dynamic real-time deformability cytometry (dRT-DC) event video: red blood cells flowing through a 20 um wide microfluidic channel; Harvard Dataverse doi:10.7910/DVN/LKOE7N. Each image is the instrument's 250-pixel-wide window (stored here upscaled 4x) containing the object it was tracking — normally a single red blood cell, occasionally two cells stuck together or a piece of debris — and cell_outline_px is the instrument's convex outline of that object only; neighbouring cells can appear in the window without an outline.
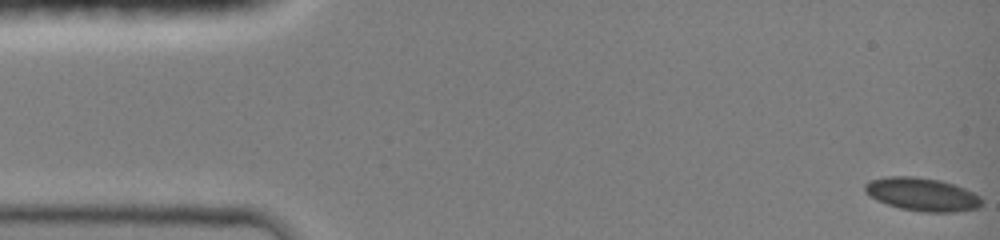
{"species": "common noctule bat (a hibernating species)", "species_latin": "Nyctalus noctula", "temperature_condition": "room temperature", "stored_images_in_passage": 16, "camera_frame_rate_fps": 3000, "um_per_image_px": 0.085, "animal": {"sex": "female", "body_mass_g": 19.0, "forearm_length_mm": 51.5}, "frame": {"image": 1, "passage_image": 1, "time_ms": 0.0, "image_size_px": [1000, 240], "cell_outline_px": [[980, 204], [976, 208], [952, 212], [924, 212], [900, 208], [888, 204], [872, 196], [864, 188], [864, 184], [872, 180], [892, 176], [912, 176], [940, 180], [964, 188], [980, 196]], "centroid_in_image_um": [78.39, 16.52], "position_along_channel_um": 6.6, "area_um2": 21.96}}
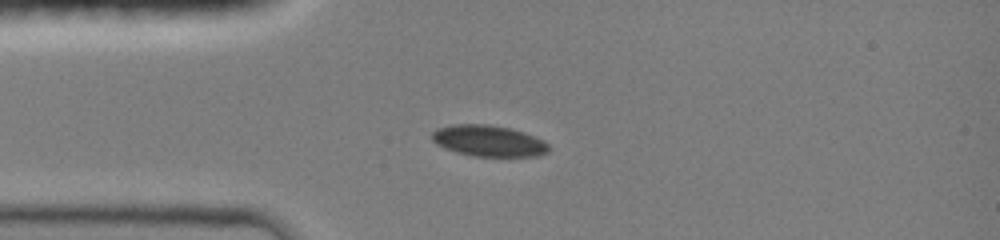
{"frame": {"image": 2, "passage_image": 14, "time_ms": 3.667, "image_size_px": [1000, 240], "cell_outline_px": [[548, 152], [536, 156], [476, 156], [456, 152], [444, 148], [436, 144], [432, 140], [432, 132], [436, 128], [452, 124], [484, 124], [508, 128], [524, 132], [544, 140], [548, 144]], "centroid_in_image_um": [41.5, 11.97], "position_along_channel_um": 43.5, "area_um2": 21.15}}